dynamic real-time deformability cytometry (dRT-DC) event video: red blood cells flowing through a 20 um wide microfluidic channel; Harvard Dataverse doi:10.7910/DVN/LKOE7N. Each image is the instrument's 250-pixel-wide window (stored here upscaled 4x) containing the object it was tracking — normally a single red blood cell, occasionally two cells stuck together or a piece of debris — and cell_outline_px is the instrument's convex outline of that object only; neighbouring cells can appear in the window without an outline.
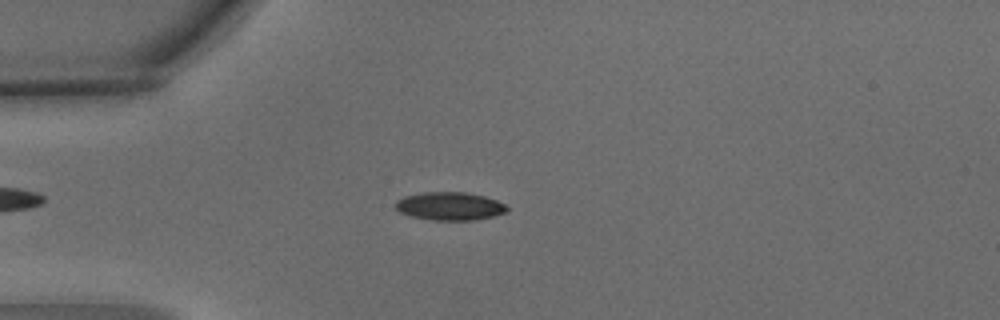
{"species": "common noctule bat (a hibernating species)", "species_latin": "Nyctalus noctula", "temperature_condition": "warm", "stored_images_in_passage": 4, "camera_frame_rate_fps": 3000, "um_per_image_px": 0.085, "animal": {"sex": "male", "body_mass_g": 15.6}, "frame": {"image": 1, "passage_image": 4, "time_ms": 1.0, "image_size_px": [1000, 320], "cell_outline_px": [[508, 212], [476, 220], [432, 220], [412, 216], [400, 212], [396, 208], [396, 200], [404, 196], [424, 192], [464, 192], [484, 196], [496, 200], [504, 204], [508, 208]], "centroid_in_image_um": [38.24, 17.52], "position_along_channel_um": 46.8, "area_um2": 18.21}}